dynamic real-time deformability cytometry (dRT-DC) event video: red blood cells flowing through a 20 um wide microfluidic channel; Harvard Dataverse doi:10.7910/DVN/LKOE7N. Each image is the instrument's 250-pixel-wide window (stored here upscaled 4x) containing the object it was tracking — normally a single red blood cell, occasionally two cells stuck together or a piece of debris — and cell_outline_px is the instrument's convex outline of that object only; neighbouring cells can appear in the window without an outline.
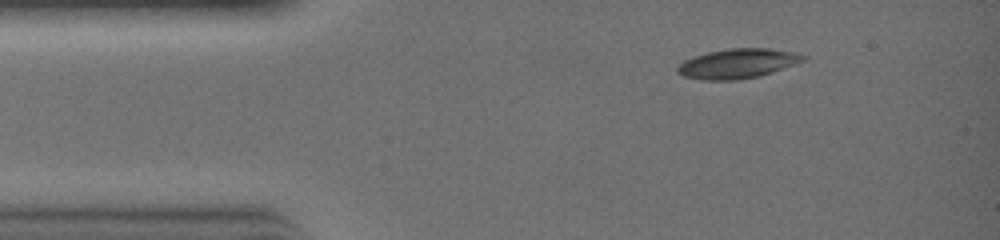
{"species": "common noctule bat (a hibernating species)", "species_latin": "Nyctalus noctula", "temperature_condition": "warm", "stored_images_in_passage": 22, "camera_frame_rate_fps": 3000, "um_per_image_px": 0.085, "animal": {"sex": "female", "body_mass_g": 19.0, "forearm_length_mm": 51.5}, "frame": {"image": 1, "passage_image": 1, "time_ms": 0.0, "image_size_px": [1000, 240], "cell_outline_px": [[808, 56], [804, 60], [772, 72], [760, 76], [736, 80], [700, 80], [684, 76], [676, 72], [676, 68], [684, 60], [708, 52], [728, 48], [768, 48], [792, 52]], "centroid_in_image_um": [62.66, 5.41], "position_along_channel_um": 22.3, "area_um2": 21.56}}
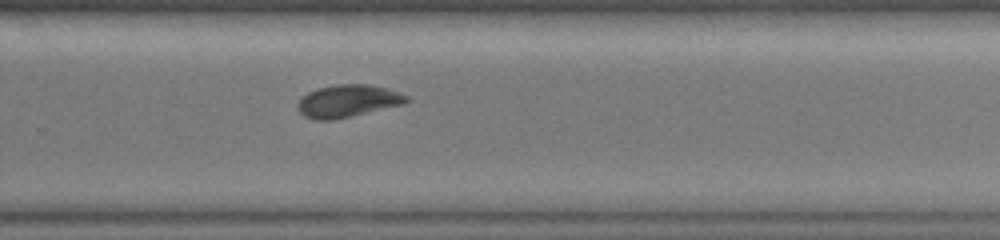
{"frame": {"image": 2, "passage_image": 17, "time_ms": 5.333, "image_size_px": [1000, 240], "cell_outline_px": [[412, 100], [404, 104], [332, 120], [316, 120], [304, 116], [296, 108], [296, 104], [308, 92], [316, 88], [336, 84], [368, 84], [388, 88], [408, 96]], "centroid_in_image_um": [29.57, 8.57], "position_along_channel_um": 300.2, "area_um2": 20.63}}
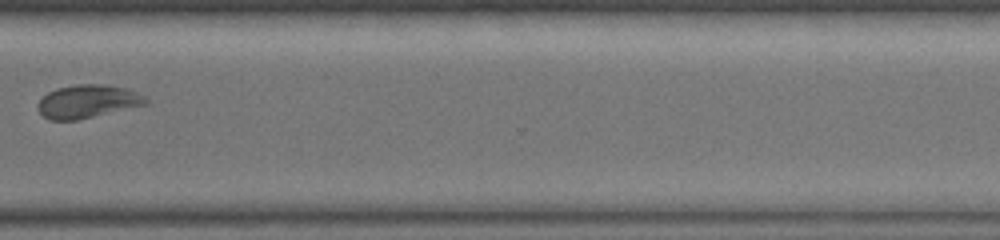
{"frame": {"image": 3, "passage_image": 20, "time_ms": 6.333, "image_size_px": [1000, 240], "cell_outline_px": [[148, 104], [76, 120], [48, 120], [36, 108], [36, 104], [48, 92], [56, 88], [76, 84], [108, 84], [128, 88], [144, 96], [148, 100]], "centroid_in_image_um": [7.44, 8.61], "position_along_channel_um": 363.2, "area_um2": 20.98}}